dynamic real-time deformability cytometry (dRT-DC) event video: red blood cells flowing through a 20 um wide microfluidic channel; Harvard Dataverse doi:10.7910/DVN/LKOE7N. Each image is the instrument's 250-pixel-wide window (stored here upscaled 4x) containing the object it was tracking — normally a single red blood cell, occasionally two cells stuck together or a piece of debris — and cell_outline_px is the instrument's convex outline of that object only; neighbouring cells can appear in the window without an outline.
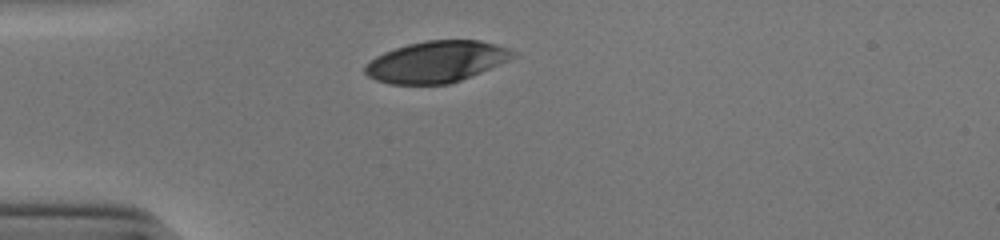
{"species": "human", "species_latin": "Homo sapiens", "temperature_condition": "cold", "stored_images_in_passage": 29, "camera_frame_rate_fps": 3000, "um_per_image_px": 0.085, "donor": {"sex": "male"}, "frame": {"image": 1, "passage_image": 1, "time_ms": 0.0, "image_size_px": [1000, 240], "cell_outline_px": [[516, 56], [508, 60], [480, 72], [460, 80], [448, 84], [388, 84], [376, 80], [368, 76], [364, 72], [364, 64], [376, 56], [384, 52], [408, 44], [428, 40], [480, 40], [496, 44], [508, 48], [516, 52]], "centroid_in_image_um": [37.07, 5.24], "position_along_channel_um": 47.9, "area_um2": 35.49}}
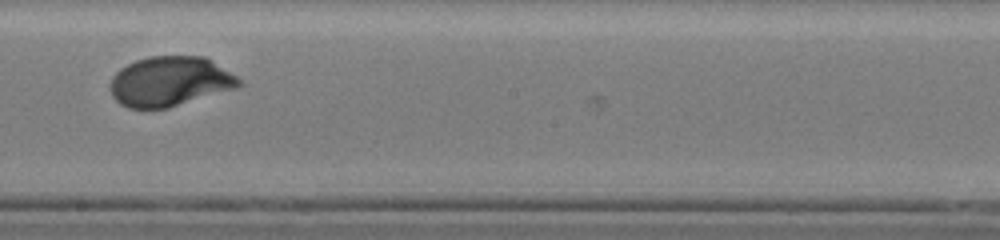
{"frame": {"image": 2, "passage_image": 17, "time_ms": 5.333, "image_size_px": [1000, 240], "cell_outline_px": [[244, 80], [236, 88], [168, 108], [128, 108], [120, 104], [112, 96], [108, 88], [112, 76], [120, 68], [136, 60], [148, 56], [204, 56]], "centroid_in_image_um": [14.42, 6.92], "position_along_channel_um": 233.8, "area_um2": 37.51}}
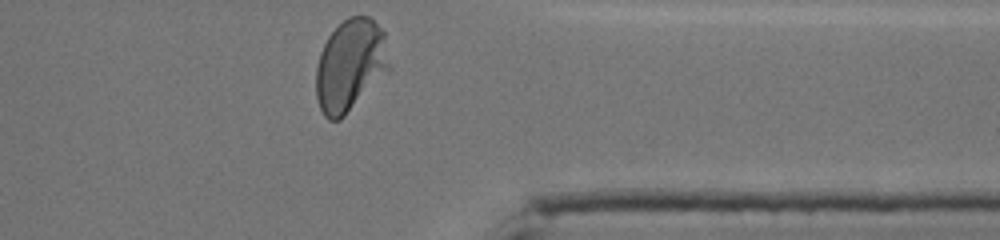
{"frame": {"image": 3, "passage_image": 29, "time_ms": 9.333, "image_size_px": [1000, 240], "cell_outline_px": [[388, 68], [344, 116], [340, 120], [328, 120], [324, 116], [320, 108], [316, 96], [316, 68], [320, 52], [328, 36], [348, 16], [368, 16], [384, 32], [388, 64]], "centroid_in_image_um": [29.71, 5.54], "position_along_channel_um": 381.7, "area_um2": 38.15}, "authors_computed_cell_mechanics": {"area_um2": 37.57, "velocity_mm_per_s": 3.8636, "shape_relaxation_time_tau1_ms": 2.7615, "shape_relaxation_time_tau2_ms": null, "deformation_change_tau1": 0.1633, "deformation_change_tau2": null}}